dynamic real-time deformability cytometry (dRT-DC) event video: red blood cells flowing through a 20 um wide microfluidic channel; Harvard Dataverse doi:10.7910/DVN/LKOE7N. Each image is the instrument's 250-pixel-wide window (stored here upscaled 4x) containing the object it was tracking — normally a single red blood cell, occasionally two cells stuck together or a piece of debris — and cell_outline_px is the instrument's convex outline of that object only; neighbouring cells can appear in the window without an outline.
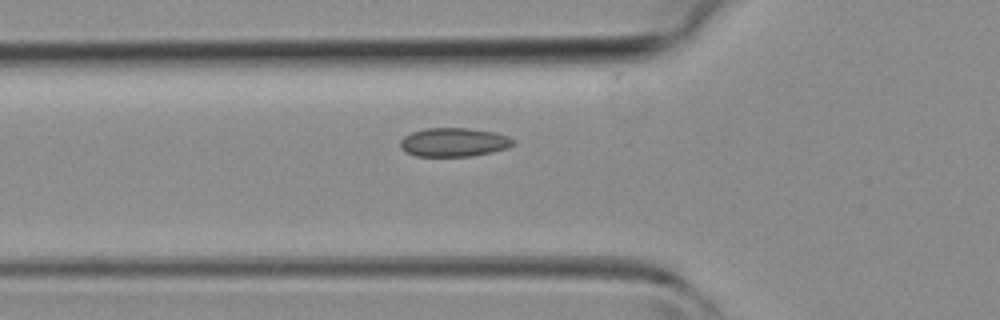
{"species": "common noctule bat (a hibernating species)", "species_latin": "Nyctalus noctula", "temperature_condition": "room temperature", "stored_images_in_passage": 30, "camera_frame_rate_fps": 3000, "um_per_image_px": 0.085, "animal": {"sex": "female", "body_mass_g": 19.3, "forearm_length_mm": 54.1}, "frame": {"image": 1, "passage_image": 3, "time_ms": 0.667, "image_size_px": [1000, 320], "cell_outline_px": [[516, 144], [508, 148], [492, 152], [472, 156], [416, 156], [404, 152], [400, 148], [400, 140], [404, 136], [412, 132], [424, 128], [468, 128], [496, 132], [508, 136], [516, 140]], "centroid_in_image_um": [38.6, 12.09], "position_along_channel_um": 87.2, "area_um2": 19.25}}
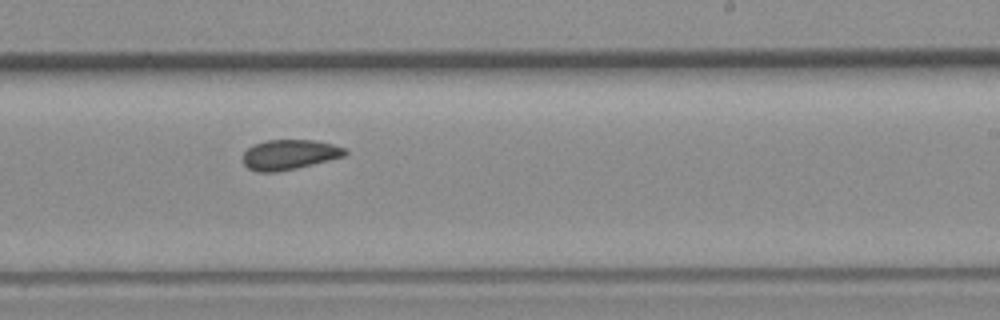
{"frame": {"image": 2, "passage_image": 14, "time_ms": 4.333, "image_size_px": [1000, 320], "cell_outline_px": [[348, 152], [344, 156], [296, 168], [276, 172], [256, 172], [248, 168], [244, 164], [244, 152], [252, 144], [264, 140], [316, 140], [332, 144], [344, 148]], "centroid_in_image_um": [24.57, 13.13], "position_along_channel_um": 264.4, "area_um2": 17.8}}
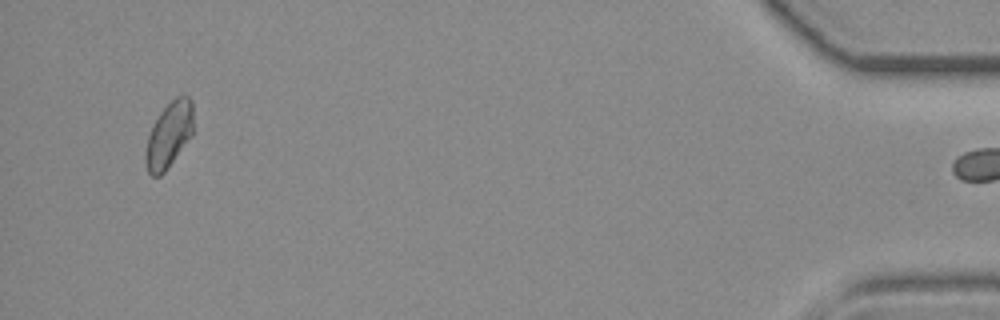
{"frame": {"image": 3, "passage_image": 29, "time_ms": 9.333, "image_size_px": [1000, 320], "cell_outline_px": [[192, 132], [164, 172], [160, 176], [152, 176], [148, 172], [144, 160], [144, 156], [148, 136], [160, 112], [176, 96], [188, 96], [192, 100]], "centroid_in_image_um": [14.33, 11.46], "position_along_channel_um": 420.9, "area_um2": 17.63}}